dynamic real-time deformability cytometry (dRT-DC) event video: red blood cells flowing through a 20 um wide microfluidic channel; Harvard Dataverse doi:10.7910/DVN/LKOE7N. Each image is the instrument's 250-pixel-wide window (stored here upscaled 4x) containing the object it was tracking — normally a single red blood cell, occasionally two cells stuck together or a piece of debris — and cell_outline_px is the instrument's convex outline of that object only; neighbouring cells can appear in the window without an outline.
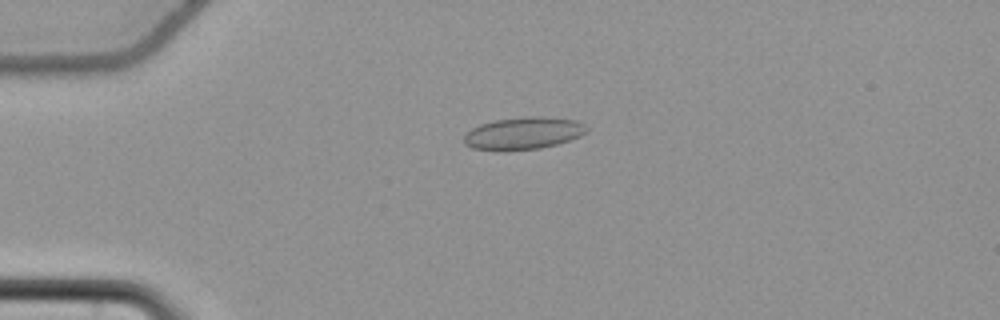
{"species": "common noctule bat (a hibernating species)", "species_latin": "Nyctalus noctula", "temperature_condition": "cold", "stored_images_in_passage": 56, "camera_frame_rate_fps": 3000, "um_per_image_px": 0.085, "animal": {"sex": "female", "body_mass_g": 22.7, "forearm_length_mm": 54.2}, "frame": {"image": 1, "passage_image": 14, "time_ms": 4.333, "image_size_px": [1000, 320], "cell_outline_px": [[588, 132], [580, 136], [556, 144], [540, 148], [504, 152], [496, 152], [472, 148], [464, 144], [464, 136], [472, 128], [480, 124], [492, 120], [524, 116], [544, 116], [576, 120], [584, 124], [588, 128]], "centroid_in_image_um": [44.46, 11.34], "position_along_channel_um": 40.5, "area_um2": 23.64}}
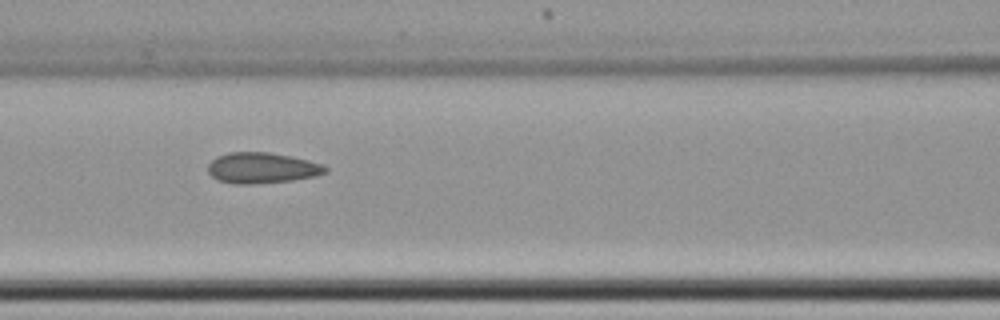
{"frame": {"image": 2, "passage_image": 25, "time_ms": 8.0, "image_size_px": [1000, 320], "cell_outline_px": [[328, 172], [316, 176], [292, 180], [252, 184], [232, 184], [216, 180], [208, 172], [208, 164], [216, 156], [228, 152], [268, 152], [292, 156], [324, 164], [328, 168]], "centroid_in_image_um": [22.27, 14.27], "position_along_channel_um": 144.3, "area_um2": 21.33}}
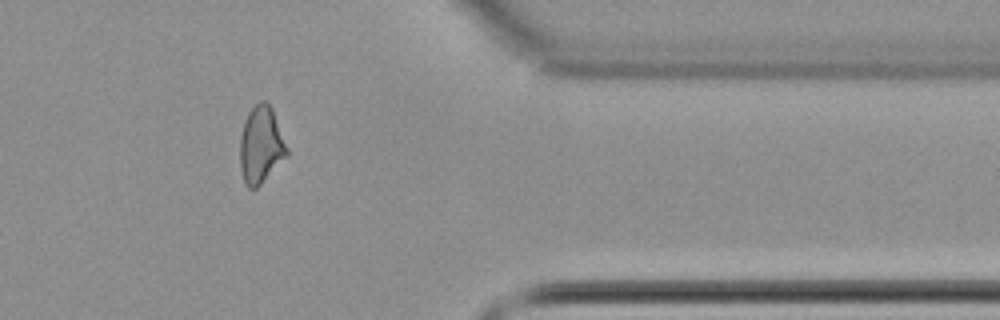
{"frame": {"image": 3, "passage_image": 46, "time_ms": 15.0, "image_size_px": [1000, 320], "cell_outline_px": [[288, 156], [256, 188], [248, 188], [244, 184], [240, 168], [240, 136], [244, 120], [248, 112], [260, 100], [264, 100], [272, 108], [288, 148]], "centroid_in_image_um": [22.17, 12.33], "position_along_channel_um": 389.2, "area_um2": 21.15}, "authors_computed_cell_mechanics": {"area_um2": 21.1259, "velocity_mm_per_s": 3.737, "shape_relaxation_time_tau1_ms": null, "shape_relaxation_time_tau2_ms": 2.1216, "deformation_change_tau1": null, "deformation_change_tau2": 0.0734}}